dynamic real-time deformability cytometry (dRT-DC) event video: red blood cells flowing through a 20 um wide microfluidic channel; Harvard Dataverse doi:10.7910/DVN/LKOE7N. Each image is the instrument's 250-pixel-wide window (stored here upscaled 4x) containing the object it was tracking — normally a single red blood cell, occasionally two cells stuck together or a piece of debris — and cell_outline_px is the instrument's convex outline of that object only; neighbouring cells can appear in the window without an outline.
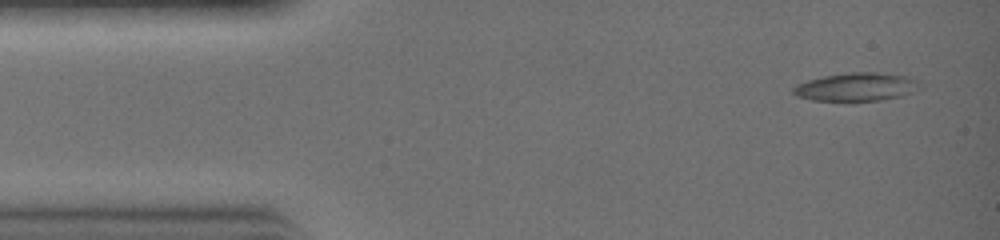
{"species": "common noctule bat (a hibernating species)", "species_latin": "Nyctalus noctula", "temperature_condition": "warm", "stored_images_in_passage": 3, "camera_frame_rate_fps": 3000, "um_per_image_px": 0.085, "animal": {"sex": "female", "body_mass_g": 19.0, "forearm_length_mm": 51.5}, "frame": {"image": 1, "passage_image": 1, "time_ms": 0.0, "image_size_px": [1000, 240], "cell_outline_px": [[924, 84], [900, 96], [880, 100], [812, 100], [796, 96], [792, 92], [792, 88], [796, 84], [808, 80], [824, 76], [852, 72], [872, 72], [904, 76], [916, 80]], "centroid_in_image_um": [72.73, 7.38], "position_along_channel_um": 12.3, "area_um2": 20.35}}